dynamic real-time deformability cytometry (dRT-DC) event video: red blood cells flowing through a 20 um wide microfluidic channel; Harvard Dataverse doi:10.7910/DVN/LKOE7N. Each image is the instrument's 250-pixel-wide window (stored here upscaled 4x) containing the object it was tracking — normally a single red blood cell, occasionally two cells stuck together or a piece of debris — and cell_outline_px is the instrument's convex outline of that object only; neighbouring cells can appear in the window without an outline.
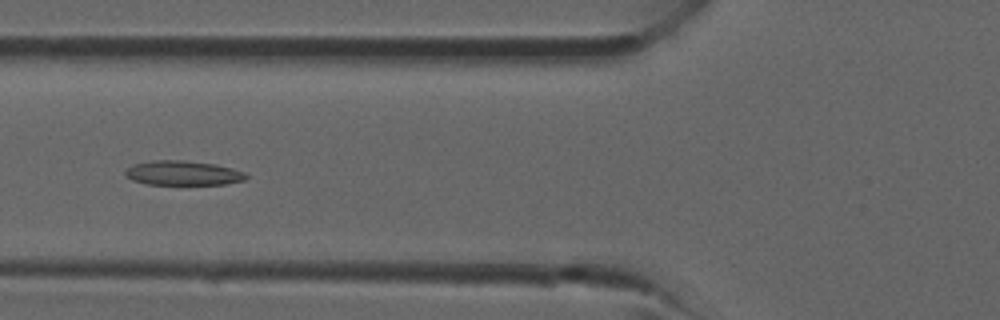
{"species": "common noctule bat (a hibernating species)", "species_latin": "Nyctalus noctula", "temperature_condition": "room temperature", "stored_images_in_passage": 30, "camera_frame_rate_fps": 3000, "um_per_image_px": 0.085, "animal": {"sex": "male", "forearm_length_mm": 52.5}, "frame": {"image": 1, "passage_image": 7, "time_ms": 2.0, "image_size_px": [1000, 320], "cell_outline_px": [[248, 176], [244, 180], [224, 184], [148, 184], [132, 180], [124, 176], [124, 172], [132, 164], [152, 160], [184, 160], [216, 164], [232, 168], [244, 172]], "centroid_in_image_um": [15.52, 14.7], "position_along_channel_um": 110.3, "area_um2": 17.28}}
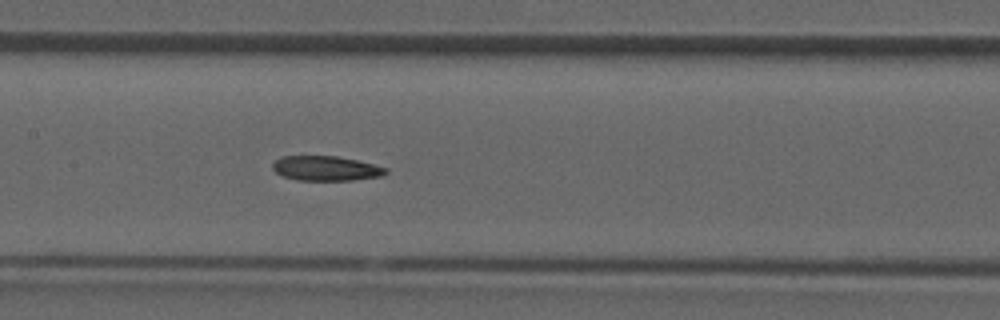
{"frame": {"image": 2, "passage_image": 11, "time_ms": 3.333, "image_size_px": [1000, 320], "cell_outline_px": [[388, 172], [384, 176], [352, 180], [296, 180], [284, 176], [276, 172], [272, 168], [272, 164], [280, 156], [336, 156], [356, 160], [388, 168]], "centroid_in_image_um": [27.72, 14.31], "position_along_channel_um": 179.7, "area_um2": 16.3}}
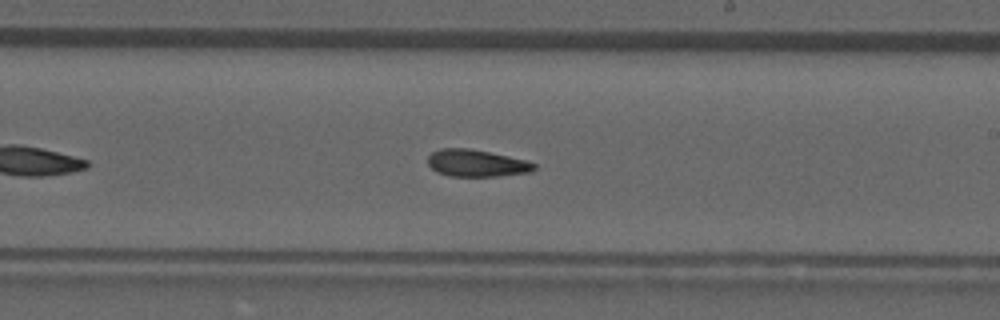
{"frame": {"image": 3, "passage_image": 15, "time_ms": 4.667, "image_size_px": [1000, 320], "cell_outline_px": [[536, 168], [532, 172], [496, 176], [452, 176], [436, 172], [428, 164], [428, 156], [432, 152], [440, 148], [468, 148], [508, 156], [524, 160], [536, 164]], "centroid_in_image_um": [40.49, 13.87], "position_along_channel_um": 248.5, "area_um2": 16.65}}